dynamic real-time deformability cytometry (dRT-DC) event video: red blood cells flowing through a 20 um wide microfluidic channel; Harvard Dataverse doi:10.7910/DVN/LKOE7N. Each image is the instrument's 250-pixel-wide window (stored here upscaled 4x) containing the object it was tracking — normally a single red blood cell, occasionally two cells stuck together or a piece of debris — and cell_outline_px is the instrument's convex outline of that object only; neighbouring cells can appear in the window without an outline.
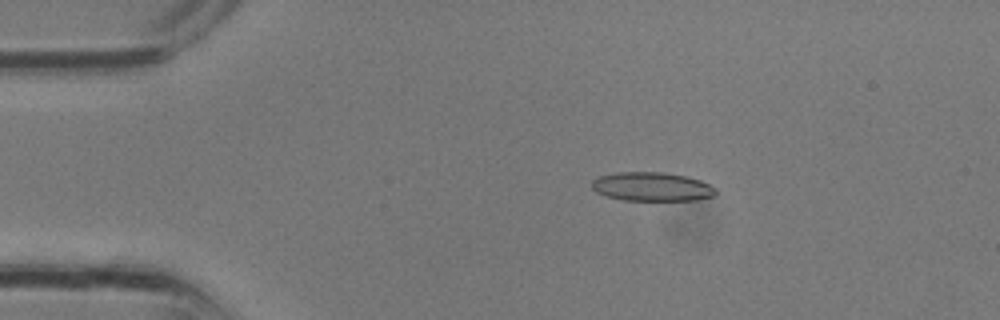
{"species": "common noctule bat (a hibernating species)", "species_latin": "Nyctalus noctula", "temperature_condition": "room temperature", "stored_images_in_passage": 31, "camera_frame_rate_fps": 3000, "um_per_image_px": 0.085, "animal": {"sex": "male", "body_mass_g": 13.3}, "frame": {"image": 1, "passage_image": 5, "time_ms": 1.333, "image_size_px": [1000, 320], "cell_outline_px": [[716, 196], [696, 200], [624, 200], [608, 196], [596, 192], [592, 188], [592, 180], [600, 176], [620, 172], [664, 172], [688, 176], [700, 180], [716, 188]], "centroid_in_image_um": [55.45, 15.86], "position_along_channel_um": 29.5, "area_um2": 20.87}}
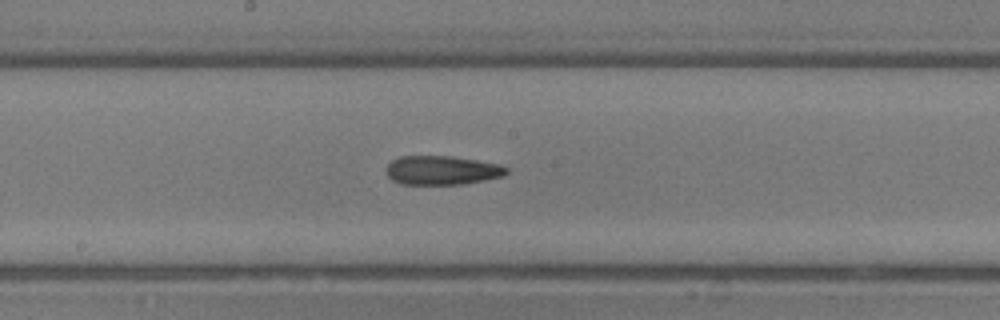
{"frame": {"image": 2, "passage_image": 16, "time_ms": 5.0, "image_size_px": [1000, 320], "cell_outline_px": [[508, 172], [504, 176], [484, 180], [460, 184], [400, 184], [392, 180], [388, 176], [388, 164], [392, 160], [400, 156], [452, 156], [500, 164], [508, 168]], "centroid_in_image_um": [37.59, 14.47], "position_along_channel_um": 210.6, "area_um2": 20.23}}
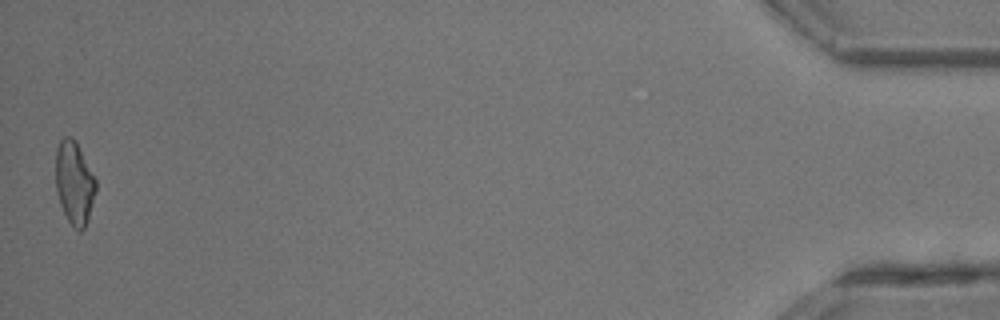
{"frame": {"image": 3, "passage_image": 31, "time_ms": 10.0, "image_size_px": [1000, 320], "cell_outline_px": [[96, 192], [88, 220], [84, 228], [80, 232], [76, 232], [72, 228], [60, 204], [56, 188], [56, 148], [60, 140], [64, 136], [72, 136], [76, 140], [96, 180]], "centroid_in_image_um": [6.32, 15.55], "position_along_channel_um": 428.9, "area_um2": 19.65}}